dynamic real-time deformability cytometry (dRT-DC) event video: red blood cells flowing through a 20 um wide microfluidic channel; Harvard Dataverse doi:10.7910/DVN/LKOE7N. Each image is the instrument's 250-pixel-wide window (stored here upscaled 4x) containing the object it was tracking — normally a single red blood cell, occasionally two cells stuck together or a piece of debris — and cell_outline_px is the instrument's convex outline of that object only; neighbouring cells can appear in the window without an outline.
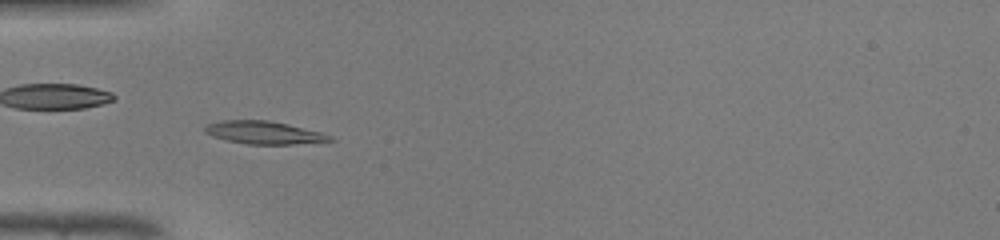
{"species": "common noctule bat (a hibernating species)", "species_latin": "Nyctalus noctula", "temperature_condition": "warm", "stored_images_in_passage": 47, "camera_frame_rate_fps": 3000, "um_per_image_px": 0.085, "animal": {"sex": "male", "body_mass_g": 19.0, "forearm_length_mm": 50.8}, "frame": {"image": 1, "passage_image": 15, "time_ms": 4.667, "image_size_px": [1000, 240], "cell_outline_px": [[336, 140], [292, 144], [248, 144], [224, 140], [212, 136], [204, 132], [204, 128], [208, 124], [220, 120], [268, 120], [288, 124], [320, 132], [332, 136]], "centroid_in_image_um": [22.4, 11.27], "position_along_channel_um": 62.6, "area_um2": 16.59}}
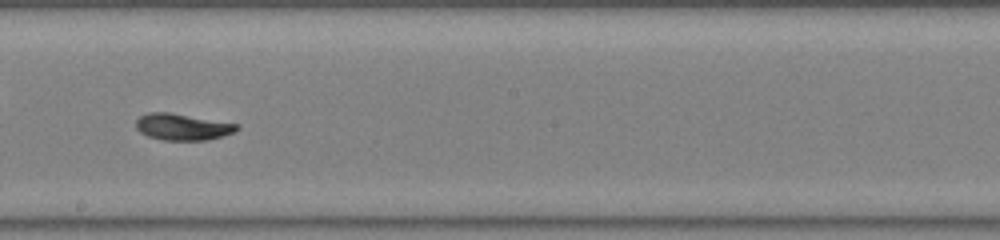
{"frame": {"image": 2, "passage_image": 27, "time_ms": 8.667, "image_size_px": [1000, 240], "cell_outline_px": [[240, 128], [236, 132], [208, 140], [160, 140], [148, 136], [140, 132], [136, 128], [136, 120], [140, 116], [148, 112], [168, 112], [240, 124]], "centroid_in_image_um": [15.53, 10.79], "position_along_channel_um": 232.7, "area_um2": 15.72}}
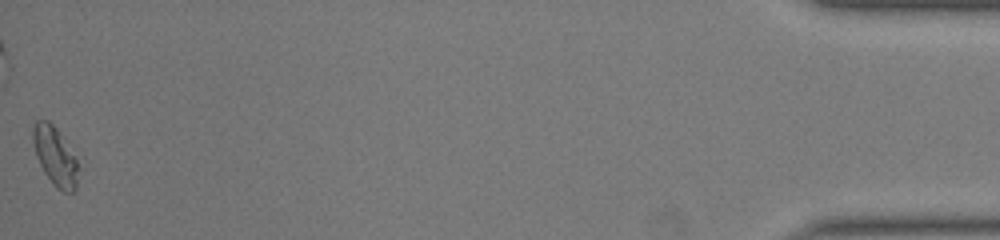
{"frame": {"image": 3, "passage_image": 47, "time_ms": 15.333, "image_size_px": [1000, 240], "cell_outline_px": [[84, 156], [76, 188], [72, 192], [64, 192], [56, 188], [44, 172], [36, 156], [32, 140], [32, 128], [36, 120], [48, 120]], "centroid_in_image_um": [4.83, 13.26], "position_along_channel_um": 430.4, "area_um2": 16.99}, "authors_computed_cell_mechanics": {"area_um2": 15.4904, "velocity_mm_per_s": 4.3293, "shape_relaxation_time_tau1_ms": 2.9136, "shape_relaxation_time_tau2_ms": 1.6834, "deformation_change_tau1": 0.1832, "deformation_change_tau2": 0.074}}